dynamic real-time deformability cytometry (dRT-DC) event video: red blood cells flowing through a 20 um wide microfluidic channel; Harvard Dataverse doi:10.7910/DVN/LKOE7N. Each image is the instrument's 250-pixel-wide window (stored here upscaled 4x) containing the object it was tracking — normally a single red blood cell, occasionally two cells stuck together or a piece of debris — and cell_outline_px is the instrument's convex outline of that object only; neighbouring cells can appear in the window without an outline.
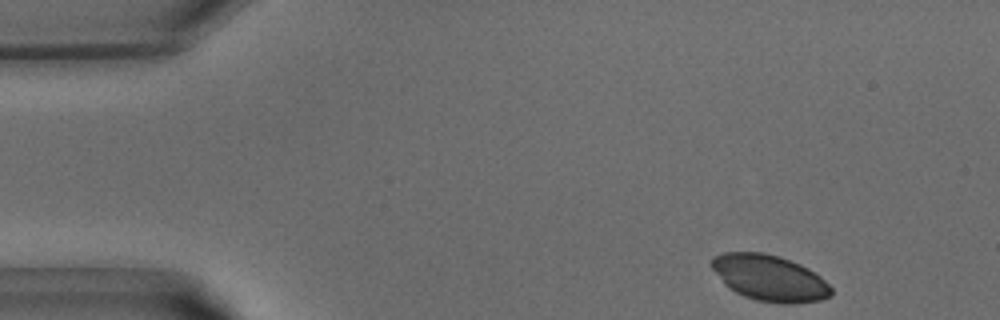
{"species": "common noctule bat (a hibernating species)", "species_latin": "Nyctalus noctula", "temperature_condition": "warm", "stored_images_in_passage": 11, "camera_frame_rate_fps": 3000, "um_per_image_px": 0.085, "animal": {"sex": "male", "body_mass_g": 15.6}, "frame": {"image": 1, "passage_image": 1, "time_ms": 0.0, "image_size_px": [1000, 320], "cell_outline_px": [[832, 296], [820, 300], [792, 304], [784, 304], [756, 300], [744, 296], [728, 288], [724, 284], [712, 268], [712, 256], [724, 252], [764, 252], [800, 264], [808, 268], [820, 276], [832, 288]], "centroid_in_image_um": [65.41, 23.63], "position_along_channel_um": 19.6, "area_um2": 32.02}}